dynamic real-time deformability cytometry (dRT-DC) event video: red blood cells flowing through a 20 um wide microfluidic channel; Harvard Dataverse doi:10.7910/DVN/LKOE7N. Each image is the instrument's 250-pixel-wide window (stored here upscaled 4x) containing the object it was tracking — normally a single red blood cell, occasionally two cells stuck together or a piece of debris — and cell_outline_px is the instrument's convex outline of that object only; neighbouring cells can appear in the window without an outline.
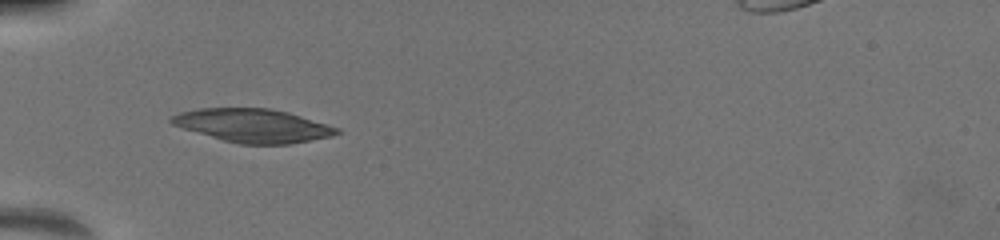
{"species": "common noctule bat (a hibernating species)", "species_latin": "Nyctalus noctula", "temperature_condition": "warm", "stored_images_in_passage": 38, "camera_frame_rate_fps": 3000, "um_per_image_px": 0.085, "animal": {"sex": "female", "body_mass_g": 19.5, "forearm_length_mm": 54.1}, "frame": {"image": 1, "passage_image": 1, "time_ms": 0.0, "image_size_px": [1000, 240], "cell_outline_px": [[340, 132], [332, 136], [292, 144], [240, 144], [224, 140], [184, 128], [172, 124], [168, 120], [172, 116], [180, 112], [200, 108], [268, 108], [288, 112], [340, 128]], "centroid_in_image_um": [21.53, 10.67], "position_along_channel_um": 63.5, "area_um2": 31.96}}
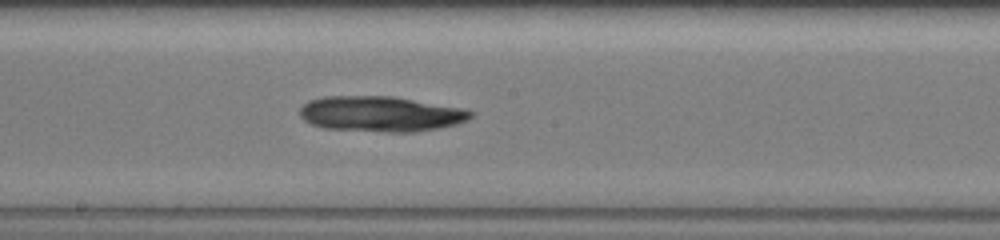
{"frame": {"image": 2, "passage_image": 19, "time_ms": 4.0, "image_size_px": [1000, 240], "cell_outline_px": [[476, 112], [472, 116], [456, 124], [416, 132], [388, 132], [324, 128], [312, 124], [304, 120], [300, 116], [300, 108], [308, 100], [324, 96], [392, 96], [456, 108]], "centroid_in_image_um": [32.27, 9.68], "position_along_channel_um": 215.9, "area_um2": 34.8}}
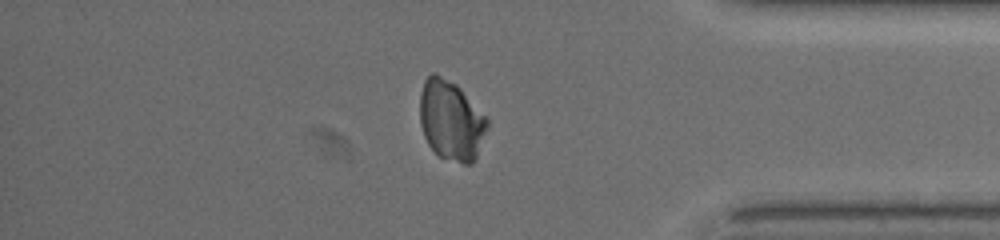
{"frame": {"image": 3, "passage_image": 34, "time_ms": 9.0, "image_size_px": [1000, 240], "cell_outline_px": [[488, 128], [476, 160], [472, 164], [464, 164], [440, 156], [428, 144], [424, 136], [420, 124], [420, 92], [424, 80], [432, 72], [456, 84], [460, 88], [488, 120]], "centroid_in_image_um": [38.34, 10.25], "position_along_channel_um": 396.9, "area_um2": 31.27}}